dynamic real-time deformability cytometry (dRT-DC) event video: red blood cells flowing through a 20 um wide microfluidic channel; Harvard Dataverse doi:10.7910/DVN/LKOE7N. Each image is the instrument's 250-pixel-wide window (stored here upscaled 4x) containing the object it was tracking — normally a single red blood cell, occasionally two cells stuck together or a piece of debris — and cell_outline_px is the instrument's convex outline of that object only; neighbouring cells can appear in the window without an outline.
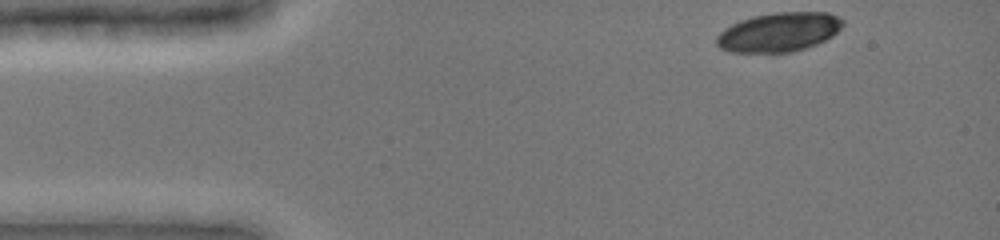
{"species": "common noctule bat (a hibernating species)", "species_latin": "Nyctalus noctula", "temperature_condition": "cold", "stored_images_in_passage": 41, "camera_frame_rate_fps": 3000, "um_per_image_px": 0.085, "animal": {"sex": "female", "body_mass_g": 19.0, "forearm_length_mm": 51.5}, "frame": {"image": 1, "passage_image": 1, "time_ms": 0.0, "image_size_px": [1000, 240], "cell_outline_px": [[844, 24], [832, 36], [816, 44], [792, 52], [732, 52], [720, 48], [716, 44], [716, 36], [724, 28], [740, 20], [752, 16], [776, 12], [828, 12], [844, 20]], "centroid_in_image_um": [66.19, 2.72], "position_along_channel_um": 18.8, "area_um2": 28.78}}
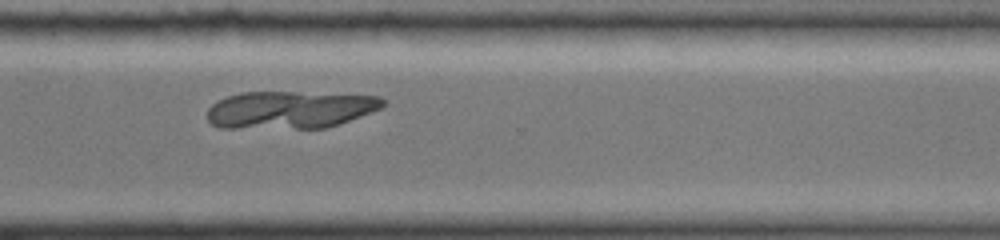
{"frame": {"image": 2, "passage_image": 32, "time_ms": 10.333, "image_size_px": [1000, 240], "cell_outline_px": [[384, 104], [380, 108], [348, 120], [324, 128], [220, 128], [212, 124], [208, 120], [208, 108], [212, 104], [228, 96], [240, 92], [296, 92], [380, 96], [384, 100]], "centroid_in_image_um": [24.59, 9.33], "position_along_channel_um": 346.0, "area_um2": 38.03}}
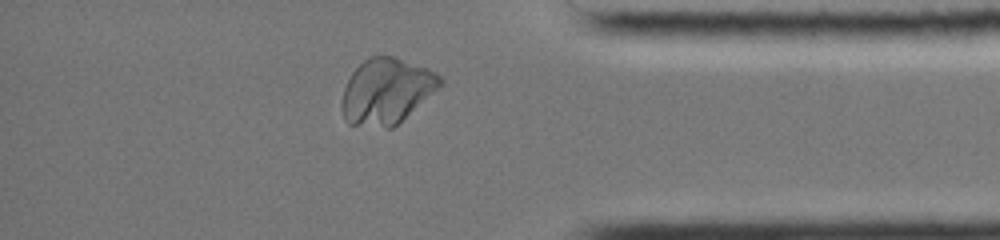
{"frame": {"image": 3, "passage_image": 37, "time_ms": 12.0, "image_size_px": [1000, 240], "cell_outline_px": [[444, 84], [392, 128], [384, 128], [348, 124], [344, 120], [344, 88], [352, 72], [368, 56], [392, 56], [436, 72], [444, 80]], "centroid_in_image_um": [32.87, 7.75], "position_along_channel_um": 402.3, "area_um2": 37.05}}